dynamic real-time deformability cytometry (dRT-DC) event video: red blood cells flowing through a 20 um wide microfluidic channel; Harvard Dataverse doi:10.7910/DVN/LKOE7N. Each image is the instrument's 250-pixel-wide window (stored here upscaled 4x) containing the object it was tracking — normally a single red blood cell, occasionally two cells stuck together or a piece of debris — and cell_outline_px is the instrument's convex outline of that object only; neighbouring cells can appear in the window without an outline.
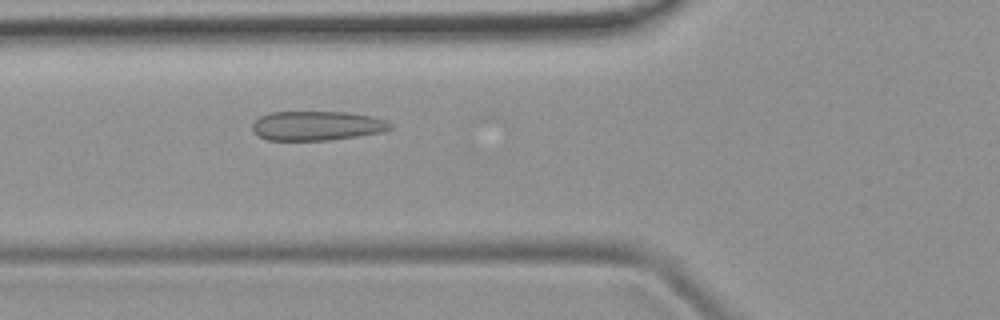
{"species": "common noctule bat (a hibernating species)", "species_latin": "Nyctalus noctula", "temperature_condition": "room temperature", "stored_images_in_passage": 44, "camera_frame_rate_fps": 3000, "um_per_image_px": 0.085, "animal": {"sex": "female", "body_mass_g": 19.9}, "frame": {"image": 1, "passage_image": 13, "time_ms": 4.0, "image_size_px": [1000, 320], "cell_outline_px": [[392, 128], [380, 132], [356, 136], [328, 140], [268, 140], [252, 132], [252, 124], [260, 116], [272, 112], [348, 112], [372, 116], [384, 120], [392, 124]], "centroid_in_image_um": [26.91, 10.68], "position_along_channel_um": 98.9, "area_um2": 23.47}}
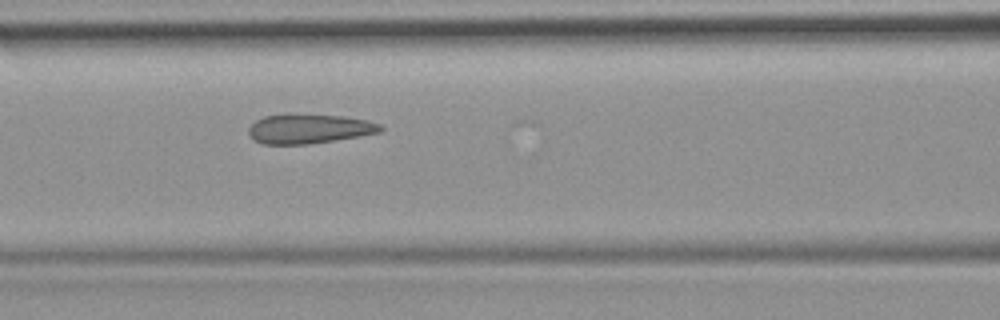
{"frame": {"image": 2, "passage_image": 16, "time_ms": 5.0, "image_size_px": [1000, 320], "cell_outline_px": [[384, 128], [380, 132], [336, 140], [308, 144], [264, 144], [256, 140], [248, 132], [248, 128], [256, 120], [264, 116], [288, 112], [292, 112], [344, 116], [368, 120], [380, 124]], "centroid_in_image_um": [26.27, 10.91], "position_along_channel_um": 140.3, "area_um2": 23.06}}
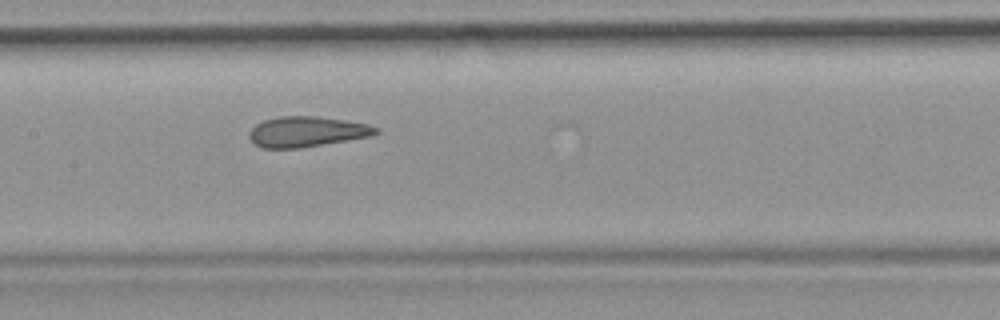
{"frame": {"image": 3, "passage_image": 19, "time_ms": 6.0, "image_size_px": [1000, 320], "cell_outline_px": [[380, 132], [372, 136], [296, 148], [260, 148], [248, 136], [248, 132], [256, 124], [264, 120], [280, 116], [316, 116], [344, 120], [368, 124], [380, 128]], "centroid_in_image_um": [26.08, 11.18], "position_along_channel_um": 181.3, "area_um2": 22.31}}